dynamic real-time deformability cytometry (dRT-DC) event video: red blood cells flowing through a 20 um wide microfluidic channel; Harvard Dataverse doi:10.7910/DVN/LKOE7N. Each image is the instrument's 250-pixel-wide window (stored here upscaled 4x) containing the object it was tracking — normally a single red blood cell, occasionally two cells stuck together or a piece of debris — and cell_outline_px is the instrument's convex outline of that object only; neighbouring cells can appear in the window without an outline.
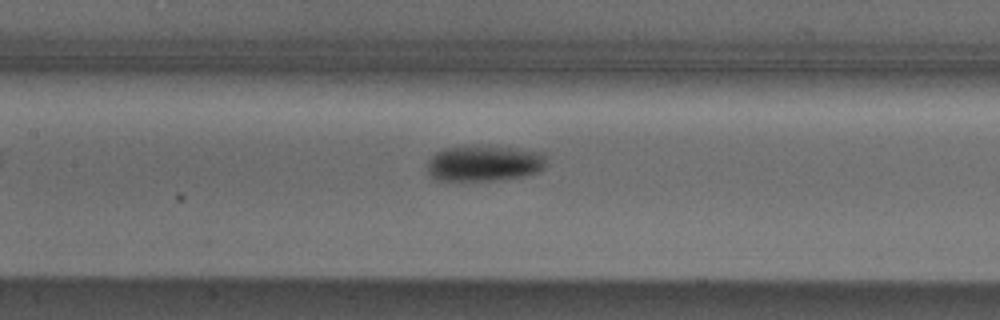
{"species": "Egyptian fruit bat (a non-hibernating species)", "species_latin": "Rousettus aegyptiacus", "temperature_condition": "cold", "stored_images_in_passage": 7, "camera_frame_rate_fps": 3000, "um_per_image_px": 0.085, "animal": {"sex": "male"}, "frame": {"image": 1, "passage_image": 7, "time_ms": 8.0, "image_size_px": [1000, 320], "cell_outline_px": [[548, 160], [544, 168], [536, 172], [524, 176], [496, 180], [432, 180], [428, 172], [428, 160], [436, 152], [444, 148], [464, 144], [472, 144], [512, 148], [544, 152]], "centroid_in_image_um": [41.14, 13.85], "position_along_channel_um": 166.3, "area_um2": 25.49}}